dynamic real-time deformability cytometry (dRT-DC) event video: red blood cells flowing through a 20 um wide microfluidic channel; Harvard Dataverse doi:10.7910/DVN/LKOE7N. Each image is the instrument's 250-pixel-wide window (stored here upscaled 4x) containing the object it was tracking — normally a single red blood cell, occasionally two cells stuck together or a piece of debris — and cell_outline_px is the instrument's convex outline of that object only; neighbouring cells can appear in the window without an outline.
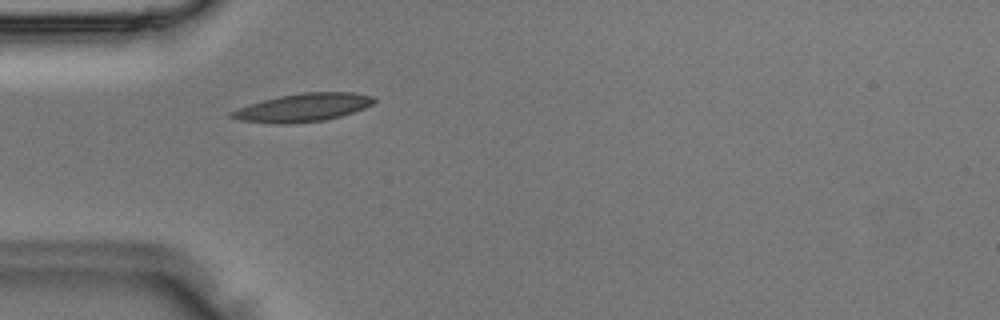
{"species": "Egyptian fruit bat (a non-hibernating species)", "species_latin": "Rousettus aegyptiacus", "temperature_condition": "room temperature", "stored_images_in_passage": 2, "camera_frame_rate_fps": 3000, "um_per_image_px": 0.085, "animal": {"sex": "male"}, "frame": {"image": 1, "passage_image": 2, "time_ms": 0.333, "image_size_px": [1000, 320], "cell_outline_px": [[376, 100], [372, 104], [364, 108], [340, 116], [324, 120], [240, 120], [228, 116], [228, 112], [264, 100], [280, 96], [304, 92], [352, 92], [372, 96]], "centroid_in_image_um": [25.87, 9.07], "position_along_channel_um": 59.1, "area_um2": 21.68}}